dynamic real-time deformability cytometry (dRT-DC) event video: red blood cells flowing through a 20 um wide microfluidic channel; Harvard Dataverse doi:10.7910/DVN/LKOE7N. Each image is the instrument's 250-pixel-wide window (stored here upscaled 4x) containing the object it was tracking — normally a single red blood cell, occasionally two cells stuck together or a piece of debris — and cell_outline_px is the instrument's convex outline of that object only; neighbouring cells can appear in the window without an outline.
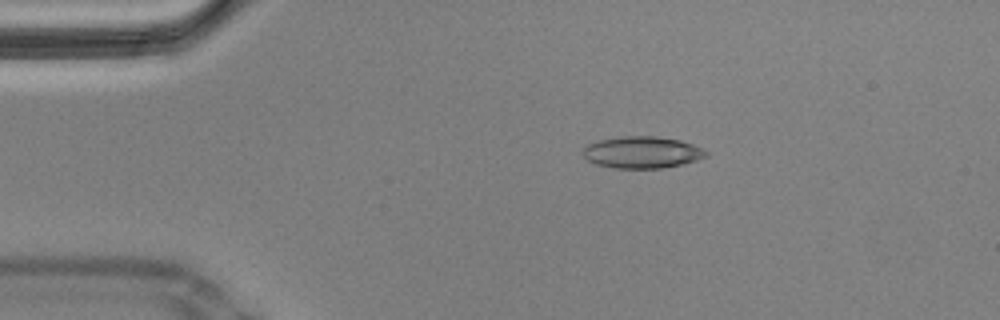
{"species": "Egyptian fruit bat (a non-hibernating species)", "species_latin": "Rousettus aegyptiacus", "temperature_condition": "cold", "stored_images_in_passage": 55, "camera_frame_rate_fps": 3000, "um_per_image_px": 0.085, "animal": {"sex": "male"}, "frame": {"image": 1, "passage_image": 9, "time_ms": 2.667, "image_size_px": [1000, 320], "cell_outline_px": [[708, 156], [684, 164], [660, 168], [612, 168], [596, 164], [588, 160], [584, 156], [584, 148], [588, 144], [600, 140], [620, 136], [656, 136], [680, 140], [704, 148], [708, 152]], "centroid_in_image_um": [54.61, 12.94], "position_along_channel_um": 30.4, "area_um2": 22.83}, "authors_computed_cell_mechanics": {"area_um2": 23.5246, "velocity_mm_per_s": 3.495, "shape_relaxation_time_tau1_ms": null, "shape_relaxation_time_tau2_ms": 1.5556, "deformation_change_tau1": null, "deformation_change_tau2": 0.0735}}